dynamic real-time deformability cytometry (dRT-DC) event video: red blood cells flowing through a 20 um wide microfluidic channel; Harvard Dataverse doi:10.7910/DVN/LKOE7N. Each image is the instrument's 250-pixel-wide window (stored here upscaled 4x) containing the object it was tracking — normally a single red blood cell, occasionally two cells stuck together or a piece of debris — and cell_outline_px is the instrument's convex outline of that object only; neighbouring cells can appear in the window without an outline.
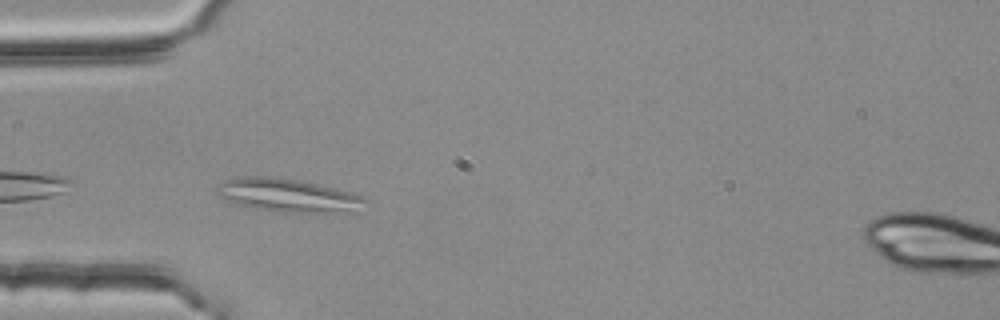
{"species": "common noctule bat (a hibernating species)", "species_latin": "Nyctalus noctula", "temperature_condition": "room temperature", "stored_images_in_passage": 35, "segment_of_instrument_passage": [1, 2], "camera_frame_rate_fps": 3000, "um_per_image_px": 0.085, "animal": {"sex": "female", "body_mass_g": 25.1}, "frame": {"image": 1, "passage_image": 2, "time_ms": 0.333, "image_size_px": [1000, 320], "cell_outline_px": [[372, 204], [348, 208], [312, 212], [256, 212], [232, 204], [220, 196], [216, 192], [216, 188], [224, 180], [236, 176], [264, 176], [296, 180], [316, 184], [348, 192], [360, 196], [368, 200]], "centroid_in_image_um": [24.23, 16.6], "position_along_channel_um": 60.8, "area_um2": 28.44}}